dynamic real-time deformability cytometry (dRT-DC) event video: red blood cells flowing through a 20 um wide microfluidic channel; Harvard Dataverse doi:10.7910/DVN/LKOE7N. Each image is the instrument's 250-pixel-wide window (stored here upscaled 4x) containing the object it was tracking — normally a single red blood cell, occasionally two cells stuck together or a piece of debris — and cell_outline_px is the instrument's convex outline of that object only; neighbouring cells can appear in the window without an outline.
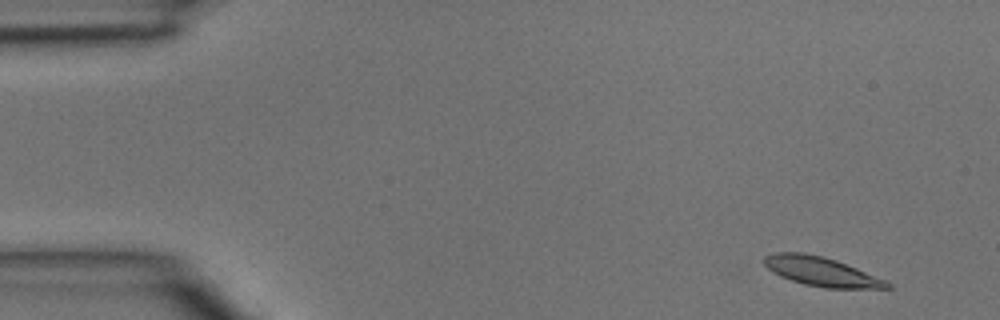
{"species": "common noctule bat (a hibernating species)", "species_latin": "Nyctalus noctula", "temperature_condition": "room temperature", "stored_images_in_passage": 3, "camera_frame_rate_fps": 3000, "um_per_image_px": 0.085, "animal": {"sex": "male", "body_mass_g": 15.6}, "frame": {"image": 1, "passage_image": 1, "time_ms": 0.0, "image_size_px": [1000, 320], "cell_outline_px": [[892, 288], [824, 288], [804, 284], [780, 276], [772, 272], [764, 264], [764, 256], [776, 252], [804, 252], [836, 260], [856, 268], [884, 280], [892, 284]], "centroid_in_image_um": [69.77, 23.08], "position_along_channel_um": 15.2, "area_um2": 20.63}}
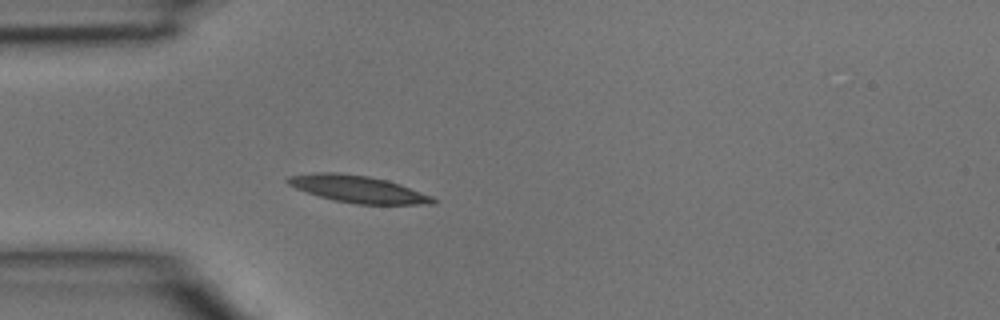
{"frame": {"image": 2, "passage_image": 3, "time_ms": 0.667, "image_size_px": [1000, 320], "cell_outline_px": [[436, 204], [356, 204], [336, 200], [320, 196], [296, 188], [288, 184], [284, 180], [288, 176], [312, 172], [340, 172], [368, 176], [388, 180], [400, 184], [432, 196], [436, 200]], "centroid_in_image_um": [30.41, 16.05], "position_along_channel_um": 54.6, "area_um2": 22.83}}